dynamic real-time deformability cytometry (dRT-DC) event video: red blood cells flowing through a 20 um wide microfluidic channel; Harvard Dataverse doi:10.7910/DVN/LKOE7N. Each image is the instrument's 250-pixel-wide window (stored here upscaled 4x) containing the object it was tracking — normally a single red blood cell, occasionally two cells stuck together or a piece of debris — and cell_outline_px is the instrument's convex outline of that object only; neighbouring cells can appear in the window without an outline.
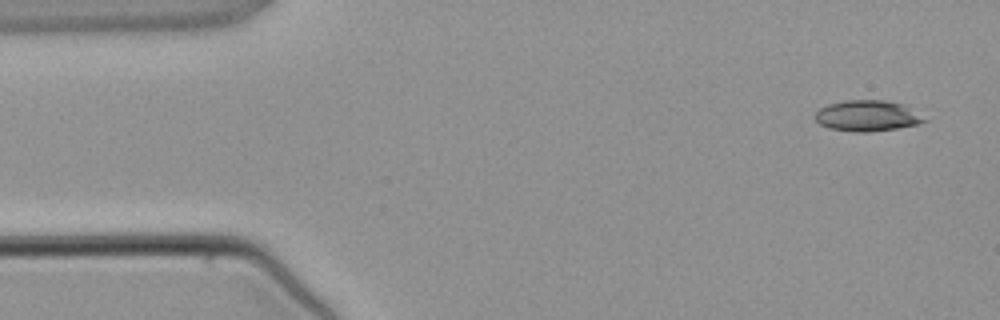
{"species": "common noctule bat (a hibernating species)", "species_latin": "Nyctalus noctula", "temperature_condition": "warm", "stored_images_in_passage": 4, "camera_frame_rate_fps": 3000, "um_per_image_px": 0.085, "animal": {"sex": "male", "body_mass_g": 21.5, "forearm_length_mm": 52.0}, "frame": {"image": 1, "passage_image": 1, "time_ms": 0.0, "image_size_px": [1000, 320], "cell_outline_px": [[928, 120], [920, 124], [896, 128], [868, 132], [852, 132], [828, 128], [820, 124], [812, 116], [820, 108], [828, 104], [844, 100], [888, 100], [904, 104]], "centroid_in_image_um": [73.7, 9.84], "position_along_channel_um": 11.3, "area_um2": 19.83}}
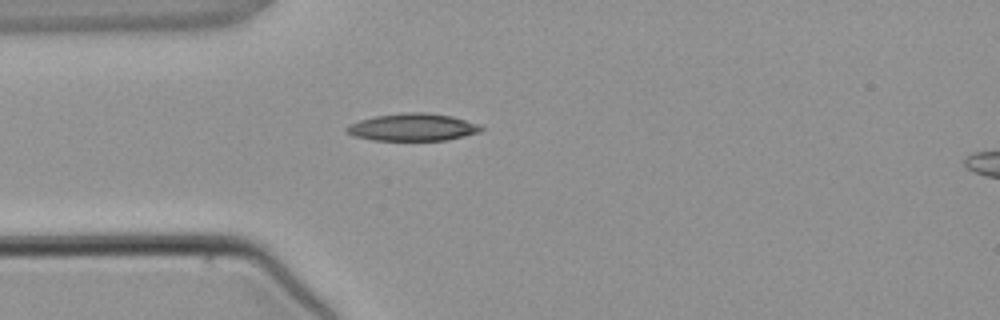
{"frame": {"image": 2, "passage_image": 3, "time_ms": 3.0, "image_size_px": [1000, 320], "cell_outline_px": [[484, 128], [480, 132], [448, 140], [372, 140], [352, 136], [344, 128], [348, 124], [360, 120], [376, 116], [404, 112], [428, 112], [452, 116], [480, 124]], "centroid_in_image_um": [35.09, 10.81], "position_along_channel_um": 49.9, "area_um2": 21.62}}